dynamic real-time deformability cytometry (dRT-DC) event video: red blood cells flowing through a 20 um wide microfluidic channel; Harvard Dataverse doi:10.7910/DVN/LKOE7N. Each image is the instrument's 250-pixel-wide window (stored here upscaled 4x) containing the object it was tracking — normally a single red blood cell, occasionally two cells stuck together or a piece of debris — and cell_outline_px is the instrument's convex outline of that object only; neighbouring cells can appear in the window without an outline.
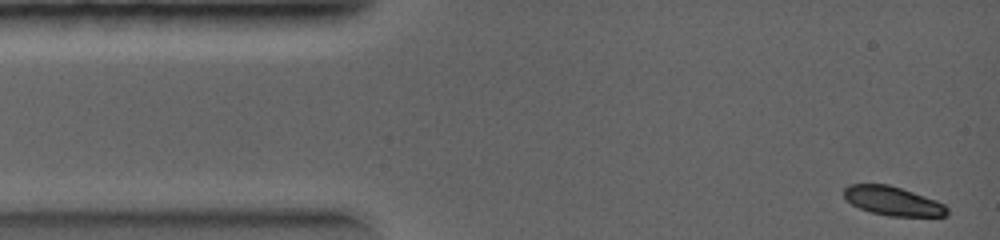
{"species": "common noctule bat (a hibernating species)", "species_latin": "Nyctalus noctula", "temperature_condition": "warm", "stored_images_in_passage": 43, "camera_frame_rate_fps": 5000, "um_per_image_px": 0.085, "animal": {"sex": "female", "body_mass_g": 19.0, "forearm_length_mm": 56.7}, "frame": {"image": 1, "passage_image": 1, "time_ms": 0.0, "image_size_px": [1000, 240], "cell_outline_px": [[948, 216], [888, 216], [872, 212], [860, 208], [844, 200], [844, 188], [848, 184], [888, 184], [936, 200], [944, 204], [948, 208]], "centroid_in_image_um": [75.87, 17.08], "position_along_channel_um": 9.1, "area_um2": 17.4}}
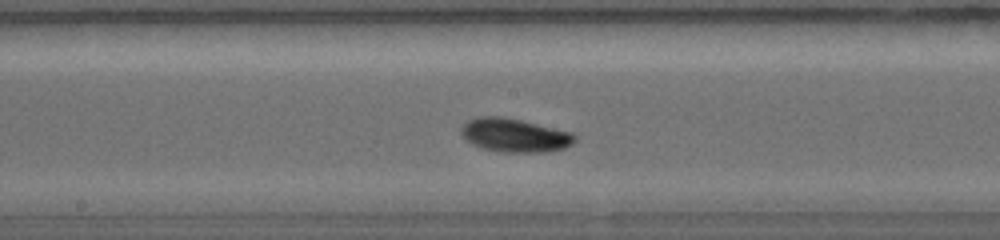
{"frame": {"image": 2, "passage_image": 24, "time_ms": 4.4, "image_size_px": [1000, 240], "cell_outline_px": [[576, 140], [572, 144], [564, 148], [548, 152], [500, 152], [484, 148], [472, 144], [464, 140], [460, 132], [460, 128], [468, 120], [480, 116], [504, 116], [572, 132], [576, 136]], "centroid_in_image_um": [43.73, 11.49], "position_along_channel_um": 204.5, "area_um2": 22.43}}
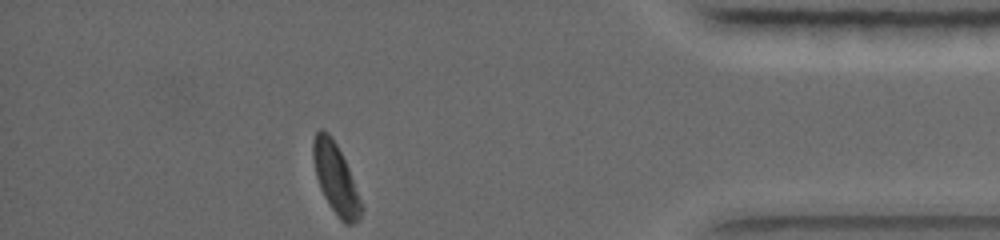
{"frame": {"image": 3, "passage_image": 43, "time_ms": 8.2, "image_size_px": [1000, 240], "cell_outline_px": [[364, 208], [360, 216], [352, 224], [344, 224], [340, 220], [328, 204], [320, 188], [316, 176], [312, 156], [312, 140], [316, 132], [320, 128], [324, 128], [328, 132], [336, 144], [348, 168]], "centroid_in_image_um": [28.51, 15.17], "position_along_channel_um": 406.7, "area_um2": 19.59}}